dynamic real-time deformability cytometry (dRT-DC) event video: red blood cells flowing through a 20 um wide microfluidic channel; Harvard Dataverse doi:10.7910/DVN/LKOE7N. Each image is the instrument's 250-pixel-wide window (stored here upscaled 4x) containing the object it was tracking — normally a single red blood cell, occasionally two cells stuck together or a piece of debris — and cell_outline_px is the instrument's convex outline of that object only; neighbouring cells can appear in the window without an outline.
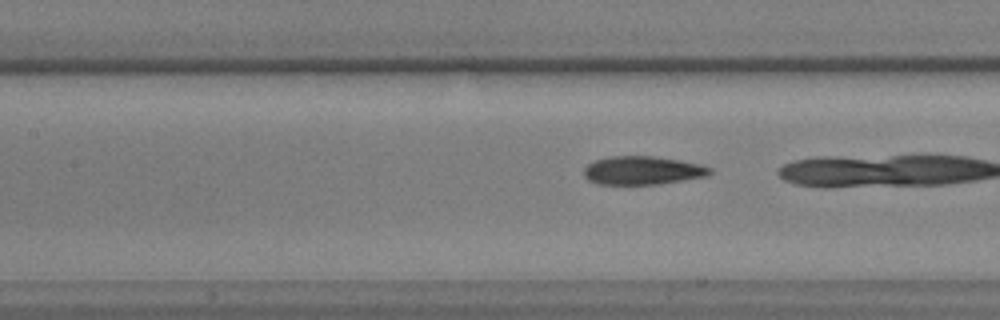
{"species": "common noctule bat (a hibernating species)", "species_latin": "Nyctalus noctula", "temperature_condition": "warm", "stored_images_in_passage": 15, "camera_frame_rate_fps": 3000, "um_per_image_px": 0.085, "animal": {"sex": "male", "body_mass_g": 17.9, "forearm_length_mm": 54.2}, "frame": {"image": 1, "passage_image": 14, "time_ms": 4.333, "image_size_px": [1000, 320], "cell_outline_px": [[712, 172], [708, 176], [660, 184], [596, 184], [588, 180], [584, 176], [584, 168], [588, 164], [596, 160], [608, 156], [652, 156], [680, 160], [700, 164], [712, 168]], "centroid_in_image_um": [54.62, 14.49], "position_along_channel_um": 152.8, "area_um2": 20.98}}